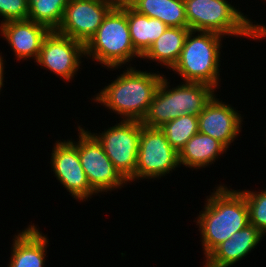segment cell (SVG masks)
Masks as SVG:
<instances>
[{
    "instance_id": "1",
    "label": "cell",
    "mask_w": 266,
    "mask_h": 267,
    "mask_svg": "<svg viewBox=\"0 0 266 267\" xmlns=\"http://www.w3.org/2000/svg\"><path fill=\"white\" fill-rule=\"evenodd\" d=\"M214 188L195 222L205 258L235 232L249 225V209L240 189H230L224 184Z\"/></svg>"
},
{
    "instance_id": "2",
    "label": "cell",
    "mask_w": 266,
    "mask_h": 267,
    "mask_svg": "<svg viewBox=\"0 0 266 267\" xmlns=\"http://www.w3.org/2000/svg\"><path fill=\"white\" fill-rule=\"evenodd\" d=\"M124 71L91 99L120 115L122 120L141 122L164 75L159 71L154 73L137 70L131 64Z\"/></svg>"
},
{
    "instance_id": "3",
    "label": "cell",
    "mask_w": 266,
    "mask_h": 267,
    "mask_svg": "<svg viewBox=\"0 0 266 267\" xmlns=\"http://www.w3.org/2000/svg\"><path fill=\"white\" fill-rule=\"evenodd\" d=\"M183 1L190 30L214 32L226 38L229 35L236 38L247 37L256 41L266 37L265 25L255 24L256 22L227 0Z\"/></svg>"
},
{
    "instance_id": "4",
    "label": "cell",
    "mask_w": 266,
    "mask_h": 267,
    "mask_svg": "<svg viewBox=\"0 0 266 267\" xmlns=\"http://www.w3.org/2000/svg\"><path fill=\"white\" fill-rule=\"evenodd\" d=\"M190 30L178 62L172 68L184 82L209 84L218 89L220 78V56L222 38L214 32Z\"/></svg>"
},
{
    "instance_id": "5",
    "label": "cell",
    "mask_w": 266,
    "mask_h": 267,
    "mask_svg": "<svg viewBox=\"0 0 266 267\" xmlns=\"http://www.w3.org/2000/svg\"><path fill=\"white\" fill-rule=\"evenodd\" d=\"M85 58L96 60V64L110 70L121 69L135 58L141 59L133 47L127 15L120 7L108 12L96 33L85 44Z\"/></svg>"
},
{
    "instance_id": "6",
    "label": "cell",
    "mask_w": 266,
    "mask_h": 267,
    "mask_svg": "<svg viewBox=\"0 0 266 267\" xmlns=\"http://www.w3.org/2000/svg\"><path fill=\"white\" fill-rule=\"evenodd\" d=\"M178 167L179 153L170 145L163 131L141 122L135 181L156 180Z\"/></svg>"
},
{
    "instance_id": "7",
    "label": "cell",
    "mask_w": 266,
    "mask_h": 267,
    "mask_svg": "<svg viewBox=\"0 0 266 267\" xmlns=\"http://www.w3.org/2000/svg\"><path fill=\"white\" fill-rule=\"evenodd\" d=\"M102 145L107 157L129 182L135 181L141 122L121 120L102 133H91Z\"/></svg>"
},
{
    "instance_id": "8",
    "label": "cell",
    "mask_w": 266,
    "mask_h": 267,
    "mask_svg": "<svg viewBox=\"0 0 266 267\" xmlns=\"http://www.w3.org/2000/svg\"><path fill=\"white\" fill-rule=\"evenodd\" d=\"M78 126L77 146L80 163L90 186L98 193L121 189L129 182L119 173L107 157L102 145L91 134V131Z\"/></svg>"
},
{
    "instance_id": "9",
    "label": "cell",
    "mask_w": 266,
    "mask_h": 267,
    "mask_svg": "<svg viewBox=\"0 0 266 267\" xmlns=\"http://www.w3.org/2000/svg\"><path fill=\"white\" fill-rule=\"evenodd\" d=\"M82 57H85L84 43L52 30L42 42L36 64L70 82L80 70Z\"/></svg>"
},
{
    "instance_id": "10",
    "label": "cell",
    "mask_w": 266,
    "mask_h": 267,
    "mask_svg": "<svg viewBox=\"0 0 266 267\" xmlns=\"http://www.w3.org/2000/svg\"><path fill=\"white\" fill-rule=\"evenodd\" d=\"M70 139L56 140L50 158L51 170L73 199L88 201L98 193L90 186L80 163L77 146Z\"/></svg>"
},
{
    "instance_id": "11",
    "label": "cell",
    "mask_w": 266,
    "mask_h": 267,
    "mask_svg": "<svg viewBox=\"0 0 266 267\" xmlns=\"http://www.w3.org/2000/svg\"><path fill=\"white\" fill-rule=\"evenodd\" d=\"M112 8L97 0H69L56 31L86 44Z\"/></svg>"
},
{
    "instance_id": "12",
    "label": "cell",
    "mask_w": 266,
    "mask_h": 267,
    "mask_svg": "<svg viewBox=\"0 0 266 267\" xmlns=\"http://www.w3.org/2000/svg\"><path fill=\"white\" fill-rule=\"evenodd\" d=\"M216 94L198 115V131L221 142L227 149L242 131L243 116Z\"/></svg>"
},
{
    "instance_id": "13",
    "label": "cell",
    "mask_w": 266,
    "mask_h": 267,
    "mask_svg": "<svg viewBox=\"0 0 266 267\" xmlns=\"http://www.w3.org/2000/svg\"><path fill=\"white\" fill-rule=\"evenodd\" d=\"M50 30L31 20L8 21L0 24V34L19 60L34 59L36 62L41 45Z\"/></svg>"
},
{
    "instance_id": "14",
    "label": "cell",
    "mask_w": 266,
    "mask_h": 267,
    "mask_svg": "<svg viewBox=\"0 0 266 267\" xmlns=\"http://www.w3.org/2000/svg\"><path fill=\"white\" fill-rule=\"evenodd\" d=\"M265 237L249 224L218 245L205 259L203 267H230L243 260Z\"/></svg>"
},
{
    "instance_id": "15",
    "label": "cell",
    "mask_w": 266,
    "mask_h": 267,
    "mask_svg": "<svg viewBox=\"0 0 266 267\" xmlns=\"http://www.w3.org/2000/svg\"><path fill=\"white\" fill-rule=\"evenodd\" d=\"M48 240L39 227L34 223L28 224V227L14 235L7 267H45Z\"/></svg>"
},
{
    "instance_id": "16",
    "label": "cell",
    "mask_w": 266,
    "mask_h": 267,
    "mask_svg": "<svg viewBox=\"0 0 266 267\" xmlns=\"http://www.w3.org/2000/svg\"><path fill=\"white\" fill-rule=\"evenodd\" d=\"M226 152L227 148L221 142L198 132L180 150L179 164L197 171V169L208 168Z\"/></svg>"
},
{
    "instance_id": "17",
    "label": "cell",
    "mask_w": 266,
    "mask_h": 267,
    "mask_svg": "<svg viewBox=\"0 0 266 267\" xmlns=\"http://www.w3.org/2000/svg\"><path fill=\"white\" fill-rule=\"evenodd\" d=\"M168 80L164 76L162 83L174 94L178 116L182 114L198 116L215 95V91L217 92L209 84L199 82H181L176 87H171Z\"/></svg>"
},
{
    "instance_id": "18",
    "label": "cell",
    "mask_w": 266,
    "mask_h": 267,
    "mask_svg": "<svg viewBox=\"0 0 266 267\" xmlns=\"http://www.w3.org/2000/svg\"><path fill=\"white\" fill-rule=\"evenodd\" d=\"M189 31L188 27H167L141 58L171 70L179 60Z\"/></svg>"
},
{
    "instance_id": "19",
    "label": "cell",
    "mask_w": 266,
    "mask_h": 267,
    "mask_svg": "<svg viewBox=\"0 0 266 267\" xmlns=\"http://www.w3.org/2000/svg\"><path fill=\"white\" fill-rule=\"evenodd\" d=\"M120 8L127 15L133 47L142 56L168 26L159 19L136 12L127 3L122 4Z\"/></svg>"
},
{
    "instance_id": "20",
    "label": "cell",
    "mask_w": 266,
    "mask_h": 267,
    "mask_svg": "<svg viewBox=\"0 0 266 267\" xmlns=\"http://www.w3.org/2000/svg\"><path fill=\"white\" fill-rule=\"evenodd\" d=\"M136 12L156 18L168 27H188L183 0H127Z\"/></svg>"
},
{
    "instance_id": "21",
    "label": "cell",
    "mask_w": 266,
    "mask_h": 267,
    "mask_svg": "<svg viewBox=\"0 0 266 267\" xmlns=\"http://www.w3.org/2000/svg\"><path fill=\"white\" fill-rule=\"evenodd\" d=\"M177 117L174 94L161 82L147 114L141 121L142 125L160 128Z\"/></svg>"
},
{
    "instance_id": "22",
    "label": "cell",
    "mask_w": 266,
    "mask_h": 267,
    "mask_svg": "<svg viewBox=\"0 0 266 267\" xmlns=\"http://www.w3.org/2000/svg\"><path fill=\"white\" fill-rule=\"evenodd\" d=\"M69 0H28V20L57 30Z\"/></svg>"
},
{
    "instance_id": "23",
    "label": "cell",
    "mask_w": 266,
    "mask_h": 267,
    "mask_svg": "<svg viewBox=\"0 0 266 267\" xmlns=\"http://www.w3.org/2000/svg\"><path fill=\"white\" fill-rule=\"evenodd\" d=\"M160 129L170 145L179 153L188 140L197 134L198 116L182 114L172 121L164 123Z\"/></svg>"
},
{
    "instance_id": "24",
    "label": "cell",
    "mask_w": 266,
    "mask_h": 267,
    "mask_svg": "<svg viewBox=\"0 0 266 267\" xmlns=\"http://www.w3.org/2000/svg\"><path fill=\"white\" fill-rule=\"evenodd\" d=\"M249 209V224L266 235V188L260 191L240 190Z\"/></svg>"
},
{
    "instance_id": "25",
    "label": "cell",
    "mask_w": 266,
    "mask_h": 267,
    "mask_svg": "<svg viewBox=\"0 0 266 267\" xmlns=\"http://www.w3.org/2000/svg\"><path fill=\"white\" fill-rule=\"evenodd\" d=\"M28 0H0V18L3 24L8 21L28 19Z\"/></svg>"
},
{
    "instance_id": "26",
    "label": "cell",
    "mask_w": 266,
    "mask_h": 267,
    "mask_svg": "<svg viewBox=\"0 0 266 267\" xmlns=\"http://www.w3.org/2000/svg\"><path fill=\"white\" fill-rule=\"evenodd\" d=\"M2 54V52L0 53V92L2 91V87H4L3 85H4V69H5V65H4V63L6 62V61H4L3 59H4V56H2L1 55ZM1 94V93H0Z\"/></svg>"
},
{
    "instance_id": "27",
    "label": "cell",
    "mask_w": 266,
    "mask_h": 267,
    "mask_svg": "<svg viewBox=\"0 0 266 267\" xmlns=\"http://www.w3.org/2000/svg\"><path fill=\"white\" fill-rule=\"evenodd\" d=\"M97 1L107 3L110 6H112L113 8L120 7L122 4L127 2V0H97Z\"/></svg>"
}]
</instances>
